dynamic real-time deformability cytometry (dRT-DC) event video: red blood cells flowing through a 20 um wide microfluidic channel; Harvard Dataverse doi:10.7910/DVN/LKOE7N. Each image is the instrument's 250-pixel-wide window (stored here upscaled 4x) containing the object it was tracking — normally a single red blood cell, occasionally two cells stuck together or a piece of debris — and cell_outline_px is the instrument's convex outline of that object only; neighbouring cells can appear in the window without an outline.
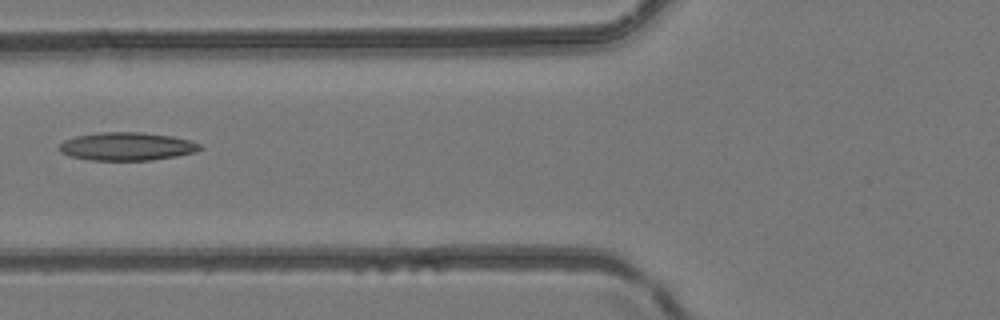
{"species": "common noctule bat (a hibernating species)", "species_latin": "Nyctalus noctula", "temperature_condition": "room temperature", "stored_images_in_passage": 5, "camera_frame_rate_fps": 3000, "um_per_image_px": 0.085, "animal": {"sex": "female", "body_mass_g": 24.6, "forearm_length_mm": 56.2}, "frame": {"image": 1, "passage_image": 5, "time_ms": 1.333, "image_size_px": [1000, 320], "cell_outline_px": [[204, 148], [196, 152], [176, 156], [152, 160], [88, 160], [68, 156], [60, 152], [60, 144], [64, 140], [76, 136], [96, 132], [144, 132], [172, 136], [188, 140], [200, 144]], "centroid_in_image_um": [10.78, 12.44], "position_along_channel_um": 115.0, "area_um2": 23.24}}